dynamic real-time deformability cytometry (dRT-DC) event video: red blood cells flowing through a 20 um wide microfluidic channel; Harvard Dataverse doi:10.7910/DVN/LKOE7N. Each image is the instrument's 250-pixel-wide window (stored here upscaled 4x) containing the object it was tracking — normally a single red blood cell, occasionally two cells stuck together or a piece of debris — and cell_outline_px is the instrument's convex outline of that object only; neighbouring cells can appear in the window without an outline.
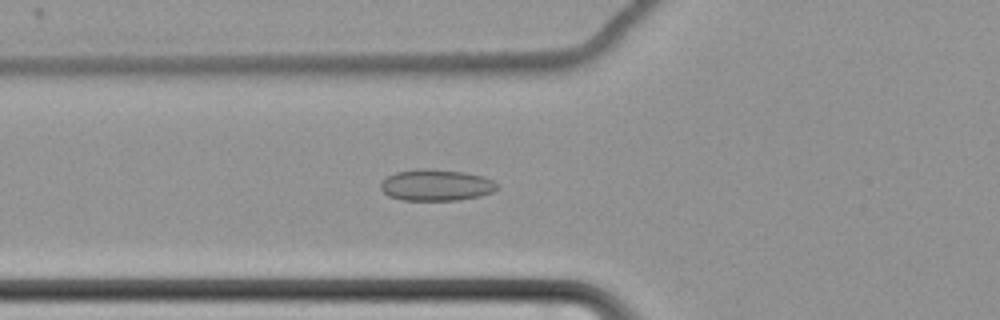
{"species": "common noctule bat (a hibernating species)", "species_latin": "Nyctalus noctula", "temperature_condition": "cold", "stored_images_in_passage": 46, "camera_frame_rate_fps": 3000, "um_per_image_px": 0.085, "animal": {"sex": "female", "body_mass_g": 22.7, "forearm_length_mm": 54.2}, "frame": {"image": 1, "passage_image": 9, "time_ms": 2.667, "image_size_px": [1000, 320], "cell_outline_px": [[496, 188], [492, 192], [480, 196], [460, 200], [400, 200], [388, 196], [380, 188], [380, 184], [388, 176], [396, 172], [420, 168], [428, 168], [464, 172], [484, 176], [492, 180], [496, 184]], "centroid_in_image_um": [37.05, 15.73], "position_along_channel_um": 88.7, "area_um2": 21.33}}
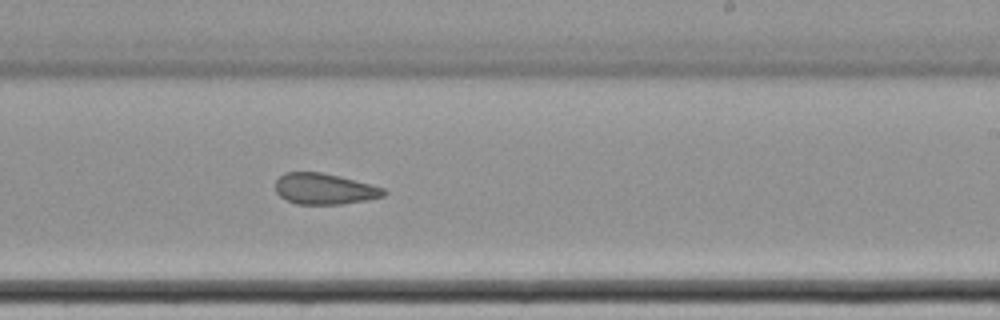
{"frame": {"image": 2, "passage_image": 24, "time_ms": 7.667, "image_size_px": [1000, 320], "cell_outline_px": [[388, 192], [384, 196], [364, 200], [340, 204], [296, 204], [280, 196], [276, 192], [276, 180], [284, 172], [320, 172], [340, 176], [384, 188]], "centroid_in_image_um": [27.56, 16.05], "position_along_channel_um": 261.4, "area_um2": 19.42}}
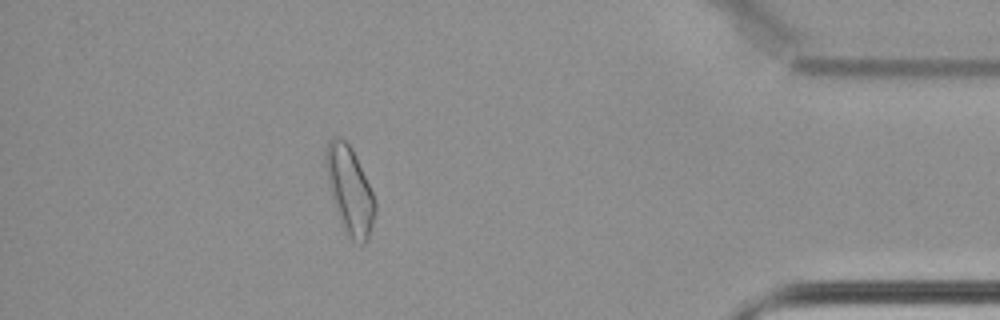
{"frame": {"image": 3, "passage_image": 40, "time_ms": 13.0, "image_size_px": [1000, 320], "cell_outline_px": [[376, 212], [368, 240], [364, 244], [356, 244], [344, 232], [332, 196], [328, 180], [324, 160], [324, 148], [328, 140], [332, 136], [340, 136], [352, 148], [356, 156], [376, 200]], "centroid_in_image_um": [29.73, 16.16], "position_along_channel_um": 405.5, "area_um2": 25.26}, "authors_computed_cell_mechanics": {"area_um2": 20.8369, "velocity_mm_per_s": 3.4628, "shape_relaxation_time_tau1_ms": null, "shape_relaxation_time_tau2_ms": 5.6135, "deformation_change_tau1": null, "deformation_change_tau2": 0.1252}}